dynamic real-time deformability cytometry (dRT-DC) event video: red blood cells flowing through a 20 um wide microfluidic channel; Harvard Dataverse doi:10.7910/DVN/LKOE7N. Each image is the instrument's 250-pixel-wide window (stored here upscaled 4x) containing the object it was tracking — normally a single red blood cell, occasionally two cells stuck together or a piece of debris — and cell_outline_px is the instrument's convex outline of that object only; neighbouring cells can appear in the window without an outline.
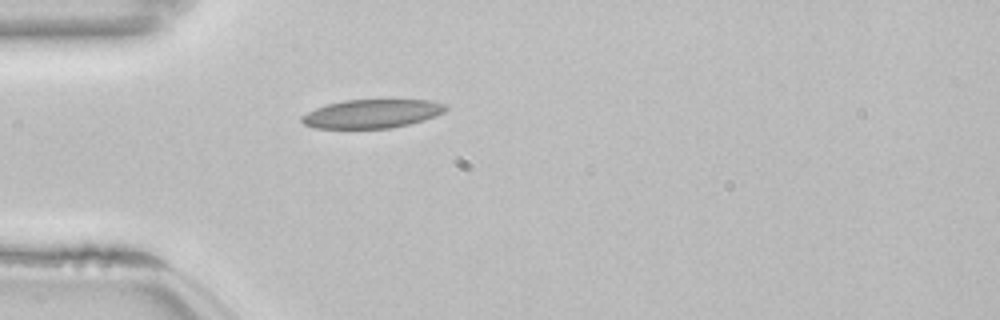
{"species": "common noctule bat (a hibernating species)", "species_latin": "Nyctalus noctula", "temperature_condition": "room temperature", "stored_images_in_passage": 39, "camera_frame_rate_fps": 3000, "um_per_image_px": 0.085, "animal": {"sex": "female", "body_mass_g": 22.7, "forearm_length_mm": 54.2}, "frame": {"image": 1, "passage_image": 1, "time_ms": 0.0, "image_size_px": [1000, 320], "cell_outline_px": [[448, 108], [444, 112], [436, 116], [424, 120], [392, 128], [316, 128], [304, 124], [300, 120], [300, 116], [316, 108], [328, 104], [344, 100], [428, 100], [448, 104]], "centroid_in_image_um": [31.64, 9.66], "position_along_channel_um": 53.4, "area_um2": 24.04}}
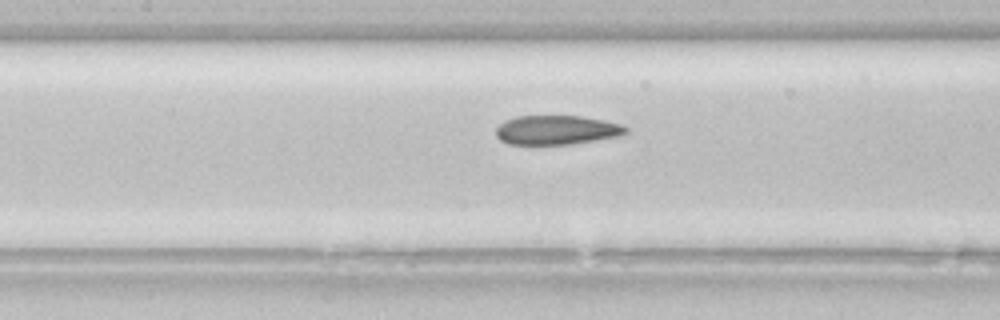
{"frame": {"image": 2, "passage_image": 10, "time_ms": 3.0, "image_size_px": [1000, 320], "cell_outline_px": [[628, 132], [620, 136], [572, 144], [508, 144], [500, 140], [496, 136], [496, 128], [504, 120], [516, 116], [580, 116], [604, 120], [620, 124], [628, 128]], "centroid_in_image_um": [47.31, 11.05], "position_along_channel_um": 160.1, "area_um2": 22.2}}
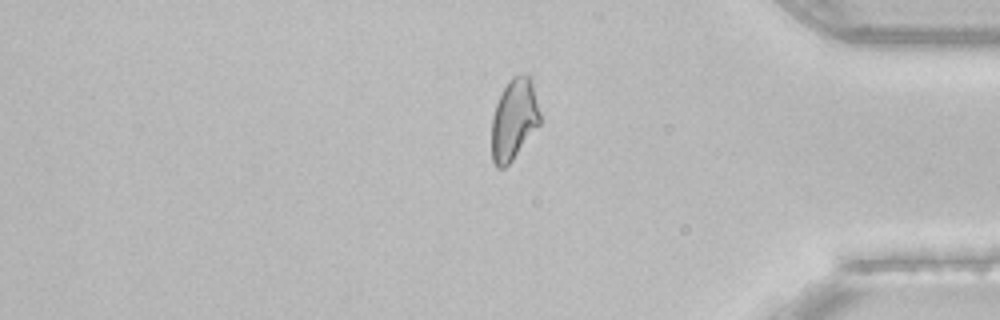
{"frame": {"image": 3, "passage_image": 30, "time_ms": 9.667, "image_size_px": [1000, 320], "cell_outline_px": [[540, 124], [512, 160], [504, 168], [496, 168], [492, 160], [492, 116], [496, 104], [508, 80], [512, 76], [528, 76], [532, 80], [540, 112]], "centroid_in_image_um": [43.68, 10.17], "position_along_channel_um": 391.5, "area_um2": 22.66}, "authors_computed_cell_mechanics": {"area_um2": 22.6576, "velocity_mm_per_s": 3.8369, "shape_relaxation_time_tau1_ms": null, "shape_relaxation_time_tau2_ms": 2.2683, "deformation_change_tau1": null, "deformation_change_tau2": 0.0738}}